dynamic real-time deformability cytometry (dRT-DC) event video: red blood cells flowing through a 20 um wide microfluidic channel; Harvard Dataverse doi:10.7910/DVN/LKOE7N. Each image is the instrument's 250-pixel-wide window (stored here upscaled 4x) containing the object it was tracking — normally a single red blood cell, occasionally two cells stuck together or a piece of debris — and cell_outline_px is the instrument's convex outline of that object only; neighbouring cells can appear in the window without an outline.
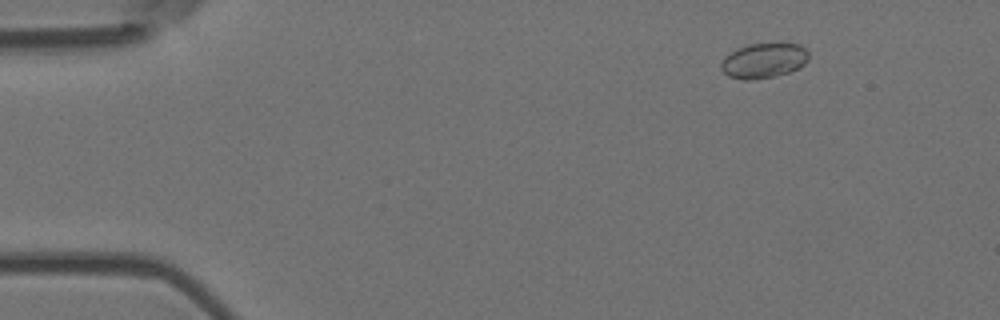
{"species": "Egyptian fruit bat (a non-hibernating species)", "species_latin": "Rousettus aegyptiacus", "temperature_condition": "room temperature", "stored_images_in_passage": 5, "camera_frame_rate_fps": 3000, "um_per_image_px": 0.085, "animal": {"sex": "female"}, "frame": {"image": 1, "passage_image": 2, "time_ms": 0.333, "image_size_px": [1000, 320], "cell_outline_px": [[808, 60], [800, 68], [776, 76], [748, 80], [740, 80], [728, 76], [720, 68], [720, 64], [724, 56], [736, 48], [748, 44], [800, 44], [808, 52]], "centroid_in_image_um": [64.88, 5.16], "position_along_channel_um": 20.1, "area_um2": 17.98}}
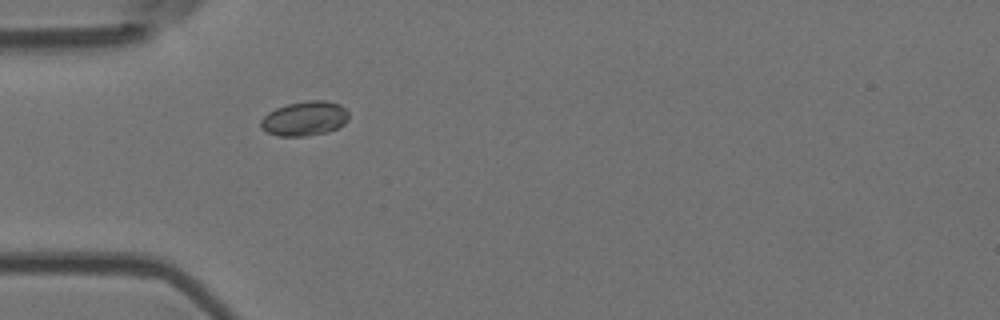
{"frame": {"image": 2, "passage_image": 5, "time_ms": 1.333, "image_size_px": [1000, 320], "cell_outline_px": [[348, 120], [344, 124], [328, 132], [304, 136], [280, 136], [268, 132], [260, 124], [260, 120], [268, 112], [276, 108], [288, 104], [308, 100], [324, 100], [340, 104], [348, 112]], "centroid_in_image_um": [25.91, 10.07], "position_along_channel_um": 59.1, "area_um2": 17.57}}